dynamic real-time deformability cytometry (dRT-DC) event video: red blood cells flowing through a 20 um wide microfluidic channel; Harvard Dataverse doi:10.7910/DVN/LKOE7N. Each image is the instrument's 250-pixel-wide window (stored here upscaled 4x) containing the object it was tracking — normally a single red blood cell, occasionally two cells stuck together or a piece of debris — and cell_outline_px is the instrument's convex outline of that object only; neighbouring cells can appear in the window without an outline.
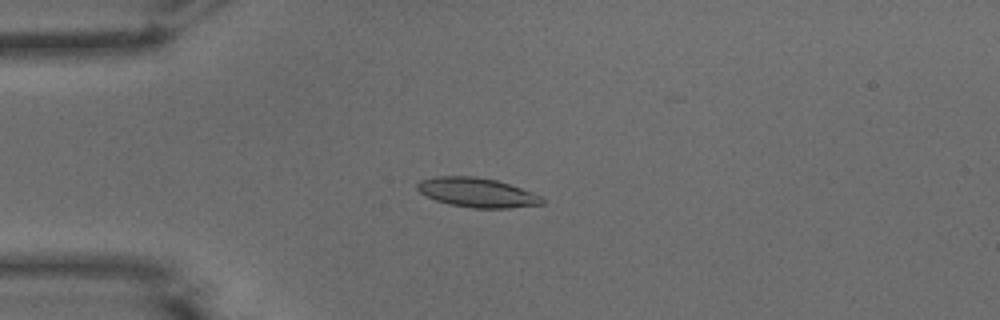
{"species": "common noctule bat (a hibernating species)", "species_latin": "Nyctalus noctula", "temperature_condition": "warm", "stored_images_in_passage": 52, "camera_frame_rate_fps": 3000, "um_per_image_px": 0.085, "animal": {"sex": "male", "body_mass_g": 15.6}, "frame": {"image": 1, "passage_image": 14, "time_ms": 4.333, "image_size_px": [1000, 320], "cell_outline_px": [[544, 204], [508, 208], [472, 208], [448, 204], [436, 200], [420, 192], [416, 188], [416, 184], [420, 180], [432, 176], [476, 176], [496, 180], [532, 192], [540, 196], [544, 200]], "centroid_in_image_um": [40.52, 16.36], "position_along_channel_um": 44.5, "area_um2": 21.39}}
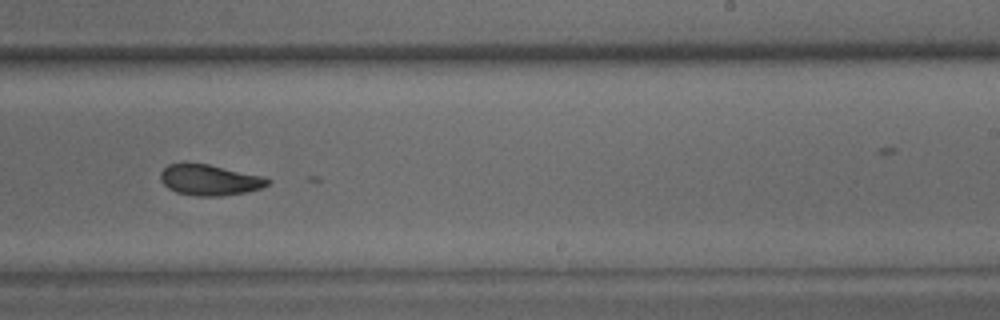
{"frame": {"image": 2, "passage_image": 33, "time_ms": 10.667, "image_size_px": [1000, 320], "cell_outline_px": [[272, 180], [268, 184], [260, 188], [244, 192], [220, 196], [196, 196], [176, 192], [168, 188], [160, 180], [160, 172], [168, 164], [208, 164], [264, 176]], "centroid_in_image_um": [17.82, 15.3], "position_along_channel_um": 271.2, "area_um2": 19.07}}
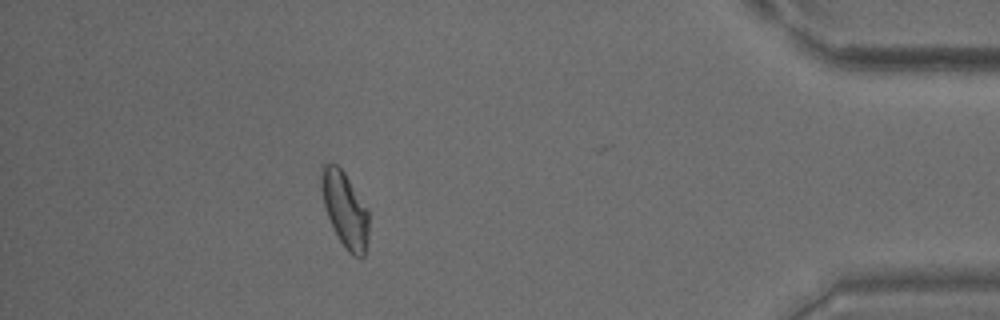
{"frame": {"image": 3, "passage_image": 47, "time_ms": 15.333, "image_size_px": [1000, 320], "cell_outline_px": [[368, 240], [364, 256], [352, 256], [348, 252], [340, 240], [328, 216], [324, 204], [320, 184], [320, 164], [336, 164], [344, 172], [368, 208]], "centroid_in_image_um": [29.32, 17.78], "position_along_channel_um": 405.9, "area_um2": 20.75}, "authors_computed_cell_mechanics": {"area_um2": 20.1433, "velocity_mm_per_s": 3.9109, "shape_relaxation_time_tau1_ms": null, "shape_relaxation_time_tau2_ms": 2.1544, "deformation_change_tau1": null, "deformation_change_tau2": 0.0711}}